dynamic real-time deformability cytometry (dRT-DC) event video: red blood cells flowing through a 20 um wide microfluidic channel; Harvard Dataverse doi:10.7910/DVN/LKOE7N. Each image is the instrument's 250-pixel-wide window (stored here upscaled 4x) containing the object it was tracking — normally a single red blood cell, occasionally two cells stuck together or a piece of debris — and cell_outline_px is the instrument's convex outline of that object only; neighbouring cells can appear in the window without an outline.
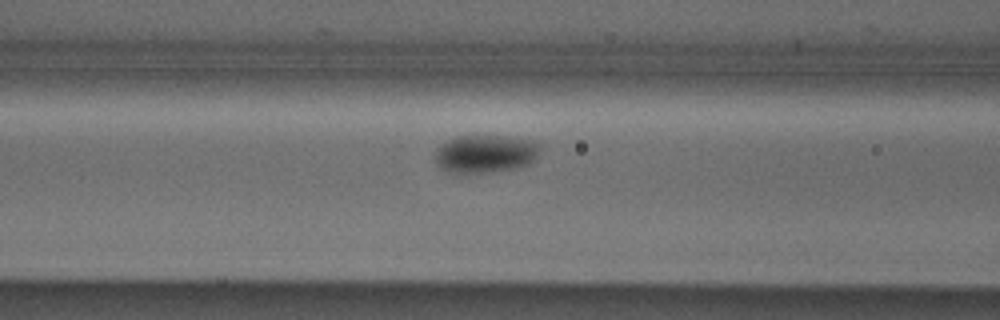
{"species": "Egyptian fruit bat (a non-hibernating species)", "species_latin": "Rousettus aegyptiacus", "temperature_condition": "cold", "stored_images_in_passage": 9, "camera_frame_rate_fps": 3000, "um_per_image_px": 0.085, "animal": {"sex": "male"}, "frame": {"image": 1, "passage_image": 7, "time_ms": 2.0, "image_size_px": [1000, 320], "cell_outline_px": [[540, 148], [532, 160], [528, 164], [512, 168], [488, 172], [452, 172], [440, 168], [436, 164], [436, 148], [440, 144], [456, 136], [472, 132], [508, 136], [540, 140]], "centroid_in_image_um": [41.24, 12.98], "position_along_channel_um": 125.4, "area_um2": 23.87}}